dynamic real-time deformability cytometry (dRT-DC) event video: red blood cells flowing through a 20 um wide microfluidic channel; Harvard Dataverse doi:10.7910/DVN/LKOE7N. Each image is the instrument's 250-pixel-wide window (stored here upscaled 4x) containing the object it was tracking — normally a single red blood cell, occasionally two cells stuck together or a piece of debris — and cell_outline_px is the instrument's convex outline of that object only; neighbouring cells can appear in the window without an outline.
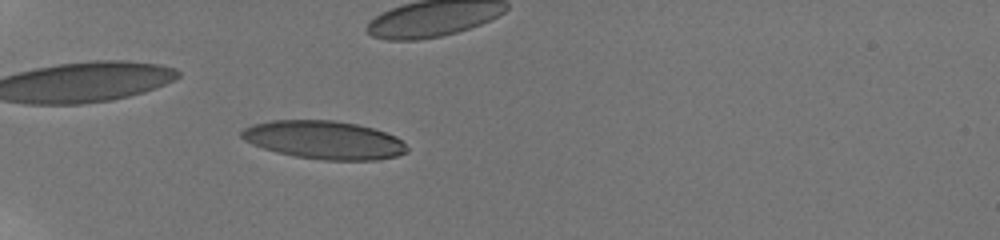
{"species": "human", "species_latin": "Homo sapiens", "temperature_condition": "room temperature", "stored_images_in_passage": 38, "camera_frame_rate_fps": 3000, "um_per_image_px": 0.085, "donor": {"sex": "male"}, "frame": {"image": 1, "passage_image": 22, "time_ms": 7.333, "image_size_px": [1000, 240], "cell_outline_px": [[408, 152], [396, 156], [376, 160], [324, 160], [296, 156], [276, 152], [252, 144], [244, 140], [240, 136], [240, 132], [244, 128], [252, 124], [272, 120], [332, 120], [356, 124], [372, 128], [396, 136], [408, 148]], "centroid_in_image_um": [27.53, 11.89], "position_along_channel_um": 57.5, "area_um2": 36.76}}